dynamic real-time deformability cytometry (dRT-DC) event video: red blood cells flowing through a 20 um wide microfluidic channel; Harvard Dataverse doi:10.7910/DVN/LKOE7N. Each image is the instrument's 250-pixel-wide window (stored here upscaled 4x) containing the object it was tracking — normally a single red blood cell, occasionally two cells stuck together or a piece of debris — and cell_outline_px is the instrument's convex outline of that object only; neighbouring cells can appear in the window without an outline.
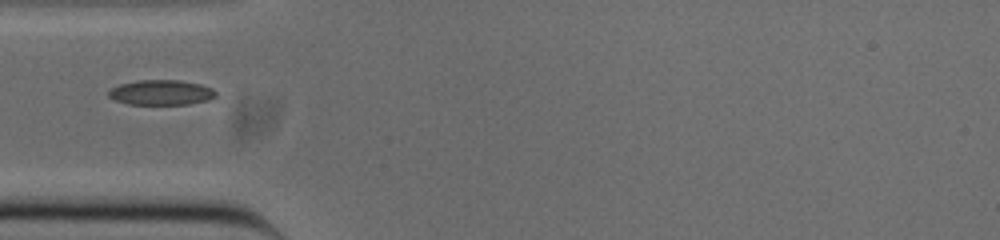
{"species": "common noctule bat (a hibernating species)", "species_latin": "Nyctalus noctula", "temperature_condition": "cold", "stored_images_in_passage": 18, "camera_frame_rate_fps": 3000, "um_per_image_px": 0.085, "animal": {"sex": "male", "body_mass_g": 20.0, "forearm_length_mm": 53.3}, "frame": {"image": 1, "passage_image": 1, "time_ms": 0.0, "image_size_px": [1000, 240], "cell_outline_px": [[216, 96], [208, 100], [188, 104], [128, 104], [116, 100], [108, 96], [108, 92], [112, 88], [120, 84], [136, 80], [180, 80], [200, 84], [212, 88], [216, 92]], "centroid_in_image_um": [13.71, 7.85], "position_along_channel_um": 71.3, "area_um2": 15.61}}
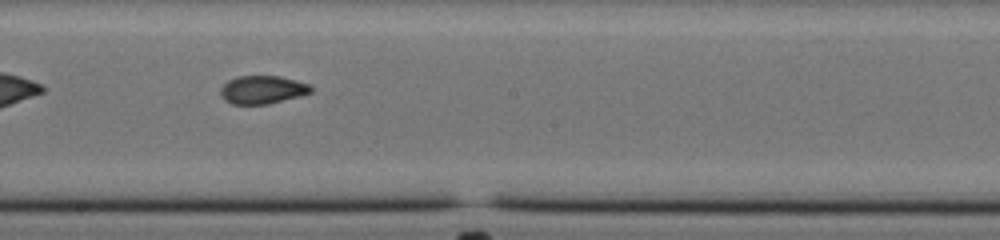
{"frame": {"image": 2, "passage_image": 13, "time_ms": 4.0, "image_size_px": [1000, 240], "cell_outline_px": [[312, 92], [300, 96], [268, 104], [232, 104], [224, 100], [220, 92], [220, 88], [228, 80], [236, 76], [280, 76], [312, 84]], "centroid_in_image_um": [22.32, 7.62], "position_along_channel_um": 225.9, "area_um2": 14.97}}
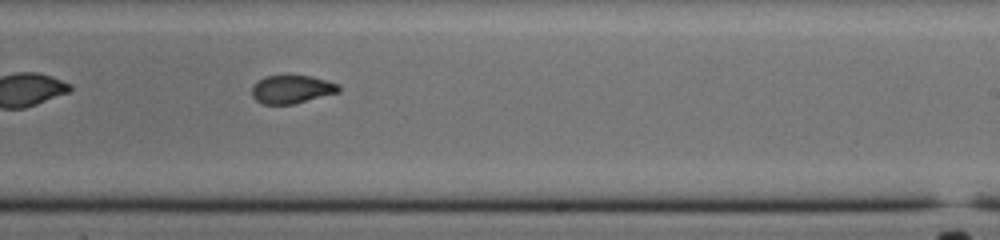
{"frame": {"image": 3, "passage_image": 16, "time_ms": 5.0, "image_size_px": [1000, 240], "cell_outline_px": [[340, 92], [292, 104], [264, 104], [256, 100], [252, 96], [252, 84], [268, 76], [288, 72], [312, 76], [340, 84]], "centroid_in_image_um": [24.81, 7.54], "position_along_channel_um": 264.2, "area_um2": 14.8}}